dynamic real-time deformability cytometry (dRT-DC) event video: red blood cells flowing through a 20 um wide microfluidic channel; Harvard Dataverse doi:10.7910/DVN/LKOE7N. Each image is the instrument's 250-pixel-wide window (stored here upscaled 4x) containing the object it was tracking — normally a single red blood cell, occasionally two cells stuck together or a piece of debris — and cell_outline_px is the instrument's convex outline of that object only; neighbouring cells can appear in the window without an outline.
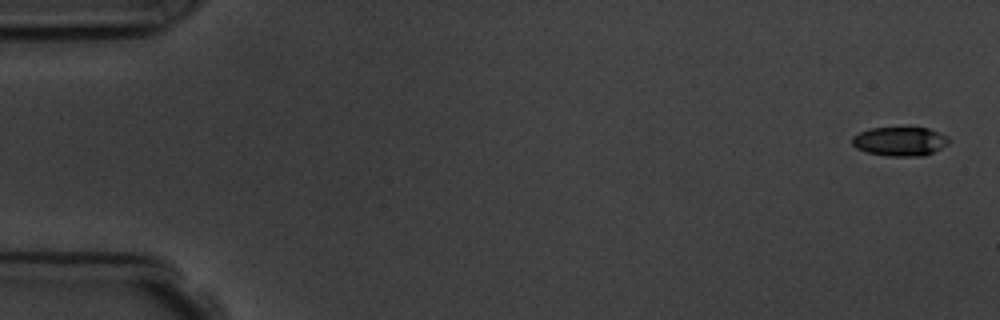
{"species": "common noctule bat (a hibernating species)", "species_latin": "Nyctalus noctula", "temperature_condition": "room temperature", "stored_images_in_passage": 5, "camera_frame_rate_fps": 3000, "um_per_image_px": 0.085, "animal": {"sex": "male", "body_mass_g": 19.5, "forearm_length_mm": 54.6}, "frame": {"image": 1, "passage_image": 1, "time_ms": 0.0, "image_size_px": [1000, 320], "cell_outline_px": [[948, 144], [924, 156], [888, 156], [868, 152], [856, 148], [852, 144], [852, 136], [860, 132], [872, 128], [908, 124], [928, 128], [948, 136]], "centroid_in_image_um": [76.5, 11.96], "position_along_channel_um": 8.5, "area_um2": 16.99}}
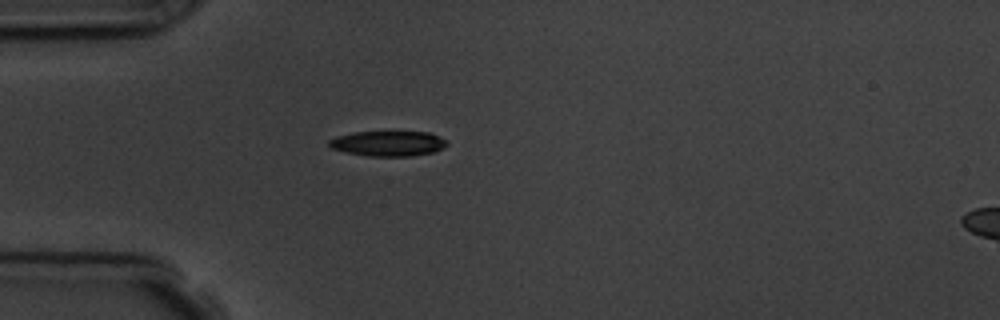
{"frame": {"image": 2, "passage_image": 5, "time_ms": 4.667, "image_size_px": [1000, 320], "cell_outline_px": [[448, 144], [444, 148], [432, 152], [408, 156], [368, 156], [348, 152], [332, 148], [328, 144], [328, 140], [336, 136], [352, 132], [428, 132], [440, 136], [448, 140]], "centroid_in_image_um": [33.02, 12.19], "position_along_channel_um": 52.0, "area_um2": 17.28}}